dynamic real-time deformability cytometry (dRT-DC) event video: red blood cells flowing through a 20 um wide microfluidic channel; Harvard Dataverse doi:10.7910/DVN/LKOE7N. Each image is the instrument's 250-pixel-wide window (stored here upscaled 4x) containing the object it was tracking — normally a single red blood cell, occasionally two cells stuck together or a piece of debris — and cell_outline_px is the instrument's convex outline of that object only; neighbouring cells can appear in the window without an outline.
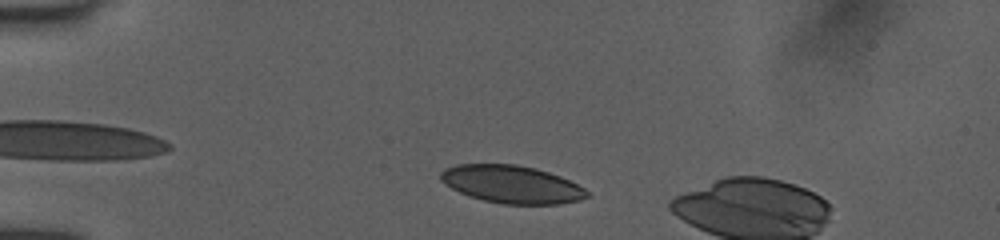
{"species": "human", "species_latin": "Homo sapiens", "temperature_condition": "room temperature", "stored_images_in_passage": 39, "camera_frame_rate_fps": 3000, "um_per_image_px": 0.085, "donor": {"sex": "female"}, "frame": {"image": 1, "passage_image": 4, "time_ms": 1.0, "image_size_px": [1000, 240], "cell_outline_px": [[588, 196], [580, 200], [560, 204], [504, 204], [484, 200], [460, 192], [444, 184], [440, 180], [440, 172], [444, 168], [456, 164], [516, 164], [536, 168], [560, 176], [584, 188], [588, 192]], "centroid_in_image_um": [43.47, 15.66], "position_along_channel_um": 41.5, "area_um2": 32.08}}
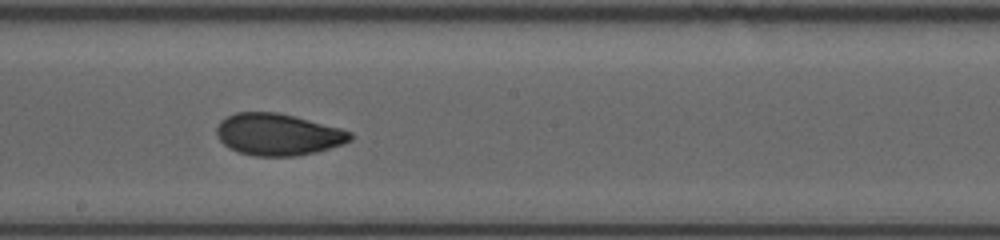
{"frame": {"image": 2, "passage_image": 21, "time_ms": 6.667, "image_size_px": [1000, 240], "cell_outline_px": [[352, 140], [344, 144], [316, 152], [296, 156], [256, 156], [236, 152], [228, 148], [216, 136], [216, 128], [220, 120], [236, 112], [276, 112], [296, 116], [340, 128], [352, 132]], "centroid_in_image_um": [23.62, 11.43], "position_along_channel_um": 224.6, "area_um2": 32.83}}
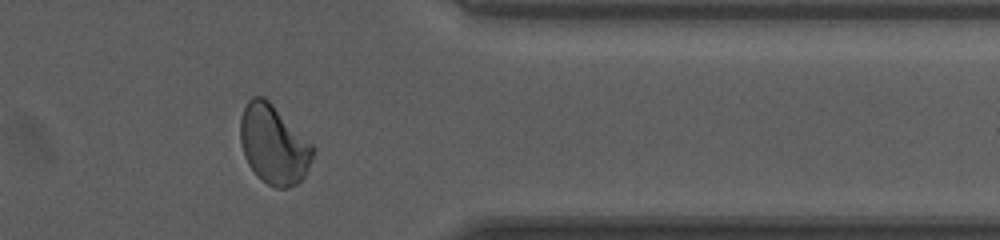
{"frame": {"image": 3, "passage_image": 34, "time_ms": 11.0, "image_size_px": [1000, 240], "cell_outline_px": [[316, 148], [312, 160], [304, 176], [296, 184], [288, 188], [276, 188], [268, 184], [256, 176], [248, 164], [244, 156], [240, 144], [240, 116], [248, 100], [252, 96], [264, 96]], "centroid_in_image_um": [23.24, 12.29], "position_along_channel_um": 388.2, "area_um2": 33.52}}